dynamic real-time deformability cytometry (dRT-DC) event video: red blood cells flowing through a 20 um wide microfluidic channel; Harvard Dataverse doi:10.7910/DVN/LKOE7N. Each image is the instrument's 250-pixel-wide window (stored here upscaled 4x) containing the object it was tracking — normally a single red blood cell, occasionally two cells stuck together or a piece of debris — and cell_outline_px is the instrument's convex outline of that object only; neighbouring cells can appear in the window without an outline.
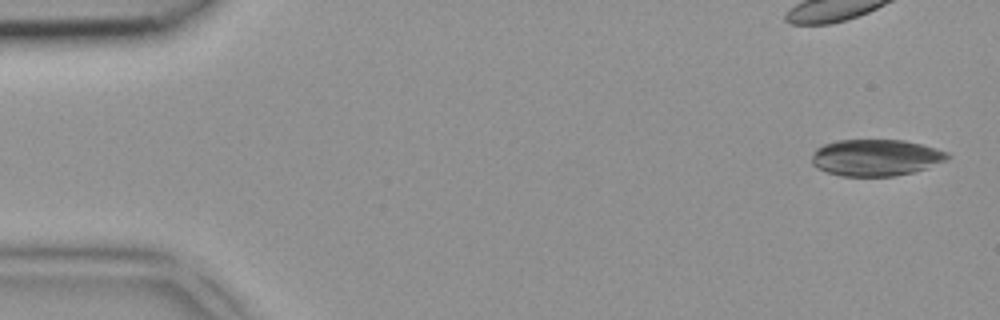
{"species": "common noctule bat (a hibernating species)", "species_latin": "Nyctalus noctula", "temperature_condition": "room temperature", "stored_images_in_passage": 4, "camera_frame_rate_fps": 3000, "um_per_image_px": 0.085, "animal": {"sex": "female", "body_mass_g": 18.4}, "frame": {"image": 1, "passage_image": 1, "time_ms": 0.0, "image_size_px": [1000, 320], "cell_outline_px": [[952, 156], [948, 160], [912, 172], [892, 176], [840, 176], [816, 168], [812, 164], [812, 156], [816, 148], [824, 144], [836, 140], [904, 140], [936, 148], [948, 152]], "centroid_in_image_um": [74.44, 13.39], "position_along_channel_um": 10.6, "area_um2": 28.96}}